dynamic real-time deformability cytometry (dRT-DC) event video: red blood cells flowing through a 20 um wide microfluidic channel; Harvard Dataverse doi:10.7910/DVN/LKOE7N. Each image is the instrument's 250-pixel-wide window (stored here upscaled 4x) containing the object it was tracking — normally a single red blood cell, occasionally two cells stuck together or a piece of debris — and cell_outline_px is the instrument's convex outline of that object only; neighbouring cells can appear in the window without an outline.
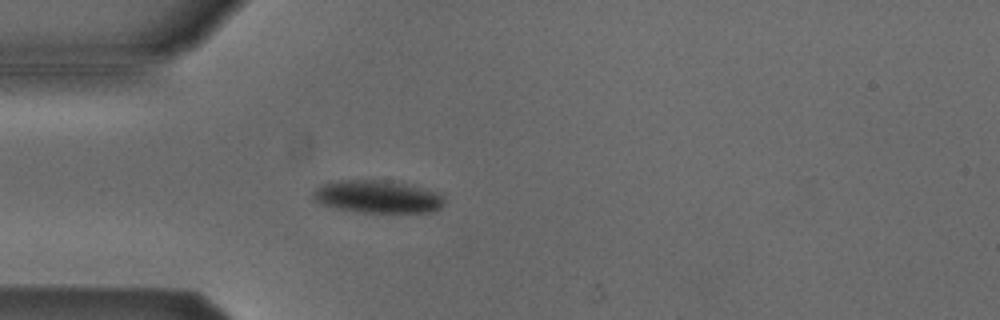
{"species": "Egyptian fruit bat (a non-hibernating species)", "species_latin": "Rousettus aegyptiacus", "temperature_condition": "cold", "stored_images_in_passage": 3, "camera_frame_rate_fps": 3000, "um_per_image_px": 0.085, "animal": {"sex": "male"}, "frame": {"image": 1, "passage_image": 3, "time_ms": 2.333, "image_size_px": [1000, 320], "cell_outline_px": [[444, 204], [440, 208], [432, 212], [360, 212], [336, 208], [320, 204], [312, 196], [312, 192], [316, 188], [324, 184], [340, 180], [392, 180], [444, 192]], "centroid_in_image_um": [32.17, 16.7], "position_along_channel_um": 52.8, "area_um2": 25.37}}